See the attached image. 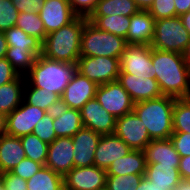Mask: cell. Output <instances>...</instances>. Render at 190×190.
<instances>
[{
  "mask_svg": "<svg viewBox=\"0 0 190 190\" xmlns=\"http://www.w3.org/2000/svg\"><path fill=\"white\" fill-rule=\"evenodd\" d=\"M151 58L153 78L158 81L162 95L190 98V65L183 54L152 48Z\"/></svg>",
  "mask_w": 190,
  "mask_h": 190,
  "instance_id": "1",
  "label": "cell"
},
{
  "mask_svg": "<svg viewBox=\"0 0 190 190\" xmlns=\"http://www.w3.org/2000/svg\"><path fill=\"white\" fill-rule=\"evenodd\" d=\"M88 18L77 16L69 24L62 26L45 37L42 55L48 59L76 64L80 53V41Z\"/></svg>",
  "mask_w": 190,
  "mask_h": 190,
  "instance_id": "2",
  "label": "cell"
},
{
  "mask_svg": "<svg viewBox=\"0 0 190 190\" xmlns=\"http://www.w3.org/2000/svg\"><path fill=\"white\" fill-rule=\"evenodd\" d=\"M175 99L162 95L134 104L133 111L147 128L152 140L168 139L172 135Z\"/></svg>",
  "mask_w": 190,
  "mask_h": 190,
  "instance_id": "3",
  "label": "cell"
},
{
  "mask_svg": "<svg viewBox=\"0 0 190 190\" xmlns=\"http://www.w3.org/2000/svg\"><path fill=\"white\" fill-rule=\"evenodd\" d=\"M75 71L76 64L51 60L39 55L26 74L28 75L26 79L29 83L32 82L31 86L62 96Z\"/></svg>",
  "mask_w": 190,
  "mask_h": 190,
  "instance_id": "4",
  "label": "cell"
},
{
  "mask_svg": "<svg viewBox=\"0 0 190 190\" xmlns=\"http://www.w3.org/2000/svg\"><path fill=\"white\" fill-rule=\"evenodd\" d=\"M127 45L123 37L99 30L88 20L82 32L80 53L81 56H105L120 59Z\"/></svg>",
  "mask_w": 190,
  "mask_h": 190,
  "instance_id": "5",
  "label": "cell"
},
{
  "mask_svg": "<svg viewBox=\"0 0 190 190\" xmlns=\"http://www.w3.org/2000/svg\"><path fill=\"white\" fill-rule=\"evenodd\" d=\"M190 40L179 16L155 20L154 35L150 46L160 51L183 54Z\"/></svg>",
  "mask_w": 190,
  "mask_h": 190,
  "instance_id": "6",
  "label": "cell"
},
{
  "mask_svg": "<svg viewBox=\"0 0 190 190\" xmlns=\"http://www.w3.org/2000/svg\"><path fill=\"white\" fill-rule=\"evenodd\" d=\"M76 71L97 85L118 81L121 71L120 59L105 56H80L76 63Z\"/></svg>",
  "mask_w": 190,
  "mask_h": 190,
  "instance_id": "7",
  "label": "cell"
},
{
  "mask_svg": "<svg viewBox=\"0 0 190 190\" xmlns=\"http://www.w3.org/2000/svg\"><path fill=\"white\" fill-rule=\"evenodd\" d=\"M95 98L115 118L132 112L135 104L118 81L98 85Z\"/></svg>",
  "mask_w": 190,
  "mask_h": 190,
  "instance_id": "8",
  "label": "cell"
},
{
  "mask_svg": "<svg viewBox=\"0 0 190 190\" xmlns=\"http://www.w3.org/2000/svg\"><path fill=\"white\" fill-rule=\"evenodd\" d=\"M152 47L128 44L120 57V72L143 78H153Z\"/></svg>",
  "mask_w": 190,
  "mask_h": 190,
  "instance_id": "9",
  "label": "cell"
},
{
  "mask_svg": "<svg viewBox=\"0 0 190 190\" xmlns=\"http://www.w3.org/2000/svg\"><path fill=\"white\" fill-rule=\"evenodd\" d=\"M134 111L116 118L114 134L133 150H144L152 140L147 128Z\"/></svg>",
  "mask_w": 190,
  "mask_h": 190,
  "instance_id": "10",
  "label": "cell"
},
{
  "mask_svg": "<svg viewBox=\"0 0 190 190\" xmlns=\"http://www.w3.org/2000/svg\"><path fill=\"white\" fill-rule=\"evenodd\" d=\"M106 179V170L95 165L74 167L64 176V190H100Z\"/></svg>",
  "mask_w": 190,
  "mask_h": 190,
  "instance_id": "11",
  "label": "cell"
},
{
  "mask_svg": "<svg viewBox=\"0 0 190 190\" xmlns=\"http://www.w3.org/2000/svg\"><path fill=\"white\" fill-rule=\"evenodd\" d=\"M48 112L36 106L27 104L24 100L7 115V134L21 137L33 132L35 125Z\"/></svg>",
  "mask_w": 190,
  "mask_h": 190,
  "instance_id": "12",
  "label": "cell"
},
{
  "mask_svg": "<svg viewBox=\"0 0 190 190\" xmlns=\"http://www.w3.org/2000/svg\"><path fill=\"white\" fill-rule=\"evenodd\" d=\"M98 85L75 71L61 96V106L81 110L92 98H95Z\"/></svg>",
  "mask_w": 190,
  "mask_h": 190,
  "instance_id": "13",
  "label": "cell"
},
{
  "mask_svg": "<svg viewBox=\"0 0 190 190\" xmlns=\"http://www.w3.org/2000/svg\"><path fill=\"white\" fill-rule=\"evenodd\" d=\"M80 112L83 127L101 135L114 134L116 118L101 107L96 98L90 99Z\"/></svg>",
  "mask_w": 190,
  "mask_h": 190,
  "instance_id": "14",
  "label": "cell"
},
{
  "mask_svg": "<svg viewBox=\"0 0 190 190\" xmlns=\"http://www.w3.org/2000/svg\"><path fill=\"white\" fill-rule=\"evenodd\" d=\"M73 158L72 137H59L51 144H48V155L45 166L64 177L74 168Z\"/></svg>",
  "mask_w": 190,
  "mask_h": 190,
  "instance_id": "15",
  "label": "cell"
},
{
  "mask_svg": "<svg viewBox=\"0 0 190 190\" xmlns=\"http://www.w3.org/2000/svg\"><path fill=\"white\" fill-rule=\"evenodd\" d=\"M39 16L47 34L69 24L77 17L67 0H46Z\"/></svg>",
  "mask_w": 190,
  "mask_h": 190,
  "instance_id": "16",
  "label": "cell"
},
{
  "mask_svg": "<svg viewBox=\"0 0 190 190\" xmlns=\"http://www.w3.org/2000/svg\"><path fill=\"white\" fill-rule=\"evenodd\" d=\"M118 82L129 93L134 103L162 96L158 81L155 78H141L120 72Z\"/></svg>",
  "mask_w": 190,
  "mask_h": 190,
  "instance_id": "17",
  "label": "cell"
},
{
  "mask_svg": "<svg viewBox=\"0 0 190 190\" xmlns=\"http://www.w3.org/2000/svg\"><path fill=\"white\" fill-rule=\"evenodd\" d=\"M101 134L82 127L73 137L74 167L94 165V156Z\"/></svg>",
  "mask_w": 190,
  "mask_h": 190,
  "instance_id": "18",
  "label": "cell"
},
{
  "mask_svg": "<svg viewBox=\"0 0 190 190\" xmlns=\"http://www.w3.org/2000/svg\"><path fill=\"white\" fill-rule=\"evenodd\" d=\"M131 150L133 149L115 134L102 135L95 151L94 165L107 170L113 161L127 155Z\"/></svg>",
  "mask_w": 190,
  "mask_h": 190,
  "instance_id": "19",
  "label": "cell"
},
{
  "mask_svg": "<svg viewBox=\"0 0 190 190\" xmlns=\"http://www.w3.org/2000/svg\"><path fill=\"white\" fill-rule=\"evenodd\" d=\"M155 19L148 11L139 10L130 17V26L126 35L128 44L150 45L154 35Z\"/></svg>",
  "mask_w": 190,
  "mask_h": 190,
  "instance_id": "20",
  "label": "cell"
},
{
  "mask_svg": "<svg viewBox=\"0 0 190 190\" xmlns=\"http://www.w3.org/2000/svg\"><path fill=\"white\" fill-rule=\"evenodd\" d=\"M146 163H162L166 165H180V156L175 150L170 138L153 139L143 150Z\"/></svg>",
  "mask_w": 190,
  "mask_h": 190,
  "instance_id": "21",
  "label": "cell"
},
{
  "mask_svg": "<svg viewBox=\"0 0 190 190\" xmlns=\"http://www.w3.org/2000/svg\"><path fill=\"white\" fill-rule=\"evenodd\" d=\"M26 158L20 137H0V173L8 172Z\"/></svg>",
  "mask_w": 190,
  "mask_h": 190,
  "instance_id": "22",
  "label": "cell"
},
{
  "mask_svg": "<svg viewBox=\"0 0 190 190\" xmlns=\"http://www.w3.org/2000/svg\"><path fill=\"white\" fill-rule=\"evenodd\" d=\"M83 127L80 110L59 106L54 111L53 128L57 138L73 137Z\"/></svg>",
  "mask_w": 190,
  "mask_h": 190,
  "instance_id": "23",
  "label": "cell"
},
{
  "mask_svg": "<svg viewBox=\"0 0 190 190\" xmlns=\"http://www.w3.org/2000/svg\"><path fill=\"white\" fill-rule=\"evenodd\" d=\"M151 183L159 187H169L174 190L182 178L179 165H166L162 163H147L145 175Z\"/></svg>",
  "mask_w": 190,
  "mask_h": 190,
  "instance_id": "24",
  "label": "cell"
},
{
  "mask_svg": "<svg viewBox=\"0 0 190 190\" xmlns=\"http://www.w3.org/2000/svg\"><path fill=\"white\" fill-rule=\"evenodd\" d=\"M147 167L143 150H131L127 155L116 159L107 168V175L145 174Z\"/></svg>",
  "mask_w": 190,
  "mask_h": 190,
  "instance_id": "25",
  "label": "cell"
},
{
  "mask_svg": "<svg viewBox=\"0 0 190 190\" xmlns=\"http://www.w3.org/2000/svg\"><path fill=\"white\" fill-rule=\"evenodd\" d=\"M22 76L20 75L16 80L0 86L1 113L8 115L22 103L24 94L27 92L26 87L23 86L26 82Z\"/></svg>",
  "mask_w": 190,
  "mask_h": 190,
  "instance_id": "26",
  "label": "cell"
},
{
  "mask_svg": "<svg viewBox=\"0 0 190 190\" xmlns=\"http://www.w3.org/2000/svg\"><path fill=\"white\" fill-rule=\"evenodd\" d=\"M27 190H64V177L42 166L27 180Z\"/></svg>",
  "mask_w": 190,
  "mask_h": 190,
  "instance_id": "27",
  "label": "cell"
},
{
  "mask_svg": "<svg viewBox=\"0 0 190 190\" xmlns=\"http://www.w3.org/2000/svg\"><path fill=\"white\" fill-rule=\"evenodd\" d=\"M8 47L29 49L36 57L42 55V42L36 37L29 36L21 28L15 26L4 31Z\"/></svg>",
  "mask_w": 190,
  "mask_h": 190,
  "instance_id": "28",
  "label": "cell"
},
{
  "mask_svg": "<svg viewBox=\"0 0 190 190\" xmlns=\"http://www.w3.org/2000/svg\"><path fill=\"white\" fill-rule=\"evenodd\" d=\"M88 20L99 30L121 36L124 39L130 26V17L124 15L90 16Z\"/></svg>",
  "mask_w": 190,
  "mask_h": 190,
  "instance_id": "29",
  "label": "cell"
},
{
  "mask_svg": "<svg viewBox=\"0 0 190 190\" xmlns=\"http://www.w3.org/2000/svg\"><path fill=\"white\" fill-rule=\"evenodd\" d=\"M138 11L134 0H99L91 16L124 15L131 17Z\"/></svg>",
  "mask_w": 190,
  "mask_h": 190,
  "instance_id": "30",
  "label": "cell"
},
{
  "mask_svg": "<svg viewBox=\"0 0 190 190\" xmlns=\"http://www.w3.org/2000/svg\"><path fill=\"white\" fill-rule=\"evenodd\" d=\"M23 98L27 104L36 106L47 112L55 111L61 105V96L53 92H49L43 88L32 86Z\"/></svg>",
  "mask_w": 190,
  "mask_h": 190,
  "instance_id": "31",
  "label": "cell"
},
{
  "mask_svg": "<svg viewBox=\"0 0 190 190\" xmlns=\"http://www.w3.org/2000/svg\"><path fill=\"white\" fill-rule=\"evenodd\" d=\"M26 158L41 163L45 166L48 155V144L35 134L30 133L20 137Z\"/></svg>",
  "mask_w": 190,
  "mask_h": 190,
  "instance_id": "32",
  "label": "cell"
},
{
  "mask_svg": "<svg viewBox=\"0 0 190 190\" xmlns=\"http://www.w3.org/2000/svg\"><path fill=\"white\" fill-rule=\"evenodd\" d=\"M17 27L21 28L29 36L36 37L42 43L47 36L43 22L39 16V13H26L19 12V16L16 22Z\"/></svg>",
  "mask_w": 190,
  "mask_h": 190,
  "instance_id": "33",
  "label": "cell"
},
{
  "mask_svg": "<svg viewBox=\"0 0 190 190\" xmlns=\"http://www.w3.org/2000/svg\"><path fill=\"white\" fill-rule=\"evenodd\" d=\"M5 58L19 75H26V72L28 73L30 68L34 65L37 57L29 49L8 47Z\"/></svg>",
  "mask_w": 190,
  "mask_h": 190,
  "instance_id": "34",
  "label": "cell"
},
{
  "mask_svg": "<svg viewBox=\"0 0 190 190\" xmlns=\"http://www.w3.org/2000/svg\"><path fill=\"white\" fill-rule=\"evenodd\" d=\"M173 132L190 133V98L175 99Z\"/></svg>",
  "mask_w": 190,
  "mask_h": 190,
  "instance_id": "35",
  "label": "cell"
},
{
  "mask_svg": "<svg viewBox=\"0 0 190 190\" xmlns=\"http://www.w3.org/2000/svg\"><path fill=\"white\" fill-rule=\"evenodd\" d=\"M145 174L107 175V190H136Z\"/></svg>",
  "mask_w": 190,
  "mask_h": 190,
  "instance_id": "36",
  "label": "cell"
},
{
  "mask_svg": "<svg viewBox=\"0 0 190 190\" xmlns=\"http://www.w3.org/2000/svg\"><path fill=\"white\" fill-rule=\"evenodd\" d=\"M54 111L48 112L41 120L35 125L33 134L39 137L43 142L51 144L56 138V133L53 128Z\"/></svg>",
  "mask_w": 190,
  "mask_h": 190,
  "instance_id": "37",
  "label": "cell"
},
{
  "mask_svg": "<svg viewBox=\"0 0 190 190\" xmlns=\"http://www.w3.org/2000/svg\"><path fill=\"white\" fill-rule=\"evenodd\" d=\"M18 16L19 11L11 0H0V31L15 27Z\"/></svg>",
  "mask_w": 190,
  "mask_h": 190,
  "instance_id": "38",
  "label": "cell"
},
{
  "mask_svg": "<svg viewBox=\"0 0 190 190\" xmlns=\"http://www.w3.org/2000/svg\"><path fill=\"white\" fill-rule=\"evenodd\" d=\"M148 12L155 20L175 17V2L174 0H154Z\"/></svg>",
  "mask_w": 190,
  "mask_h": 190,
  "instance_id": "39",
  "label": "cell"
},
{
  "mask_svg": "<svg viewBox=\"0 0 190 190\" xmlns=\"http://www.w3.org/2000/svg\"><path fill=\"white\" fill-rule=\"evenodd\" d=\"M42 166L43 165L41 163L33 161L29 158H24L19 164L12 168L10 172L21 177L22 179L28 180L35 173H37Z\"/></svg>",
  "mask_w": 190,
  "mask_h": 190,
  "instance_id": "40",
  "label": "cell"
},
{
  "mask_svg": "<svg viewBox=\"0 0 190 190\" xmlns=\"http://www.w3.org/2000/svg\"><path fill=\"white\" fill-rule=\"evenodd\" d=\"M73 12L80 17L89 18L95 11L99 0H67Z\"/></svg>",
  "mask_w": 190,
  "mask_h": 190,
  "instance_id": "41",
  "label": "cell"
},
{
  "mask_svg": "<svg viewBox=\"0 0 190 190\" xmlns=\"http://www.w3.org/2000/svg\"><path fill=\"white\" fill-rule=\"evenodd\" d=\"M170 140L180 157L190 156V133L173 132Z\"/></svg>",
  "mask_w": 190,
  "mask_h": 190,
  "instance_id": "42",
  "label": "cell"
},
{
  "mask_svg": "<svg viewBox=\"0 0 190 190\" xmlns=\"http://www.w3.org/2000/svg\"><path fill=\"white\" fill-rule=\"evenodd\" d=\"M0 179L6 190H27V180L12 174L10 171L0 173Z\"/></svg>",
  "mask_w": 190,
  "mask_h": 190,
  "instance_id": "43",
  "label": "cell"
},
{
  "mask_svg": "<svg viewBox=\"0 0 190 190\" xmlns=\"http://www.w3.org/2000/svg\"><path fill=\"white\" fill-rule=\"evenodd\" d=\"M19 76L5 57L0 59V86L16 80Z\"/></svg>",
  "mask_w": 190,
  "mask_h": 190,
  "instance_id": "44",
  "label": "cell"
},
{
  "mask_svg": "<svg viewBox=\"0 0 190 190\" xmlns=\"http://www.w3.org/2000/svg\"><path fill=\"white\" fill-rule=\"evenodd\" d=\"M19 12L39 13L46 0H11Z\"/></svg>",
  "mask_w": 190,
  "mask_h": 190,
  "instance_id": "45",
  "label": "cell"
},
{
  "mask_svg": "<svg viewBox=\"0 0 190 190\" xmlns=\"http://www.w3.org/2000/svg\"><path fill=\"white\" fill-rule=\"evenodd\" d=\"M179 173L182 179L190 180V156L180 158Z\"/></svg>",
  "mask_w": 190,
  "mask_h": 190,
  "instance_id": "46",
  "label": "cell"
},
{
  "mask_svg": "<svg viewBox=\"0 0 190 190\" xmlns=\"http://www.w3.org/2000/svg\"><path fill=\"white\" fill-rule=\"evenodd\" d=\"M136 190H171L169 187H159L151 183L145 176L142 178Z\"/></svg>",
  "mask_w": 190,
  "mask_h": 190,
  "instance_id": "47",
  "label": "cell"
},
{
  "mask_svg": "<svg viewBox=\"0 0 190 190\" xmlns=\"http://www.w3.org/2000/svg\"><path fill=\"white\" fill-rule=\"evenodd\" d=\"M176 16H181L182 14L190 10V0H174Z\"/></svg>",
  "mask_w": 190,
  "mask_h": 190,
  "instance_id": "48",
  "label": "cell"
},
{
  "mask_svg": "<svg viewBox=\"0 0 190 190\" xmlns=\"http://www.w3.org/2000/svg\"><path fill=\"white\" fill-rule=\"evenodd\" d=\"M134 2L139 10L148 11L154 0H134Z\"/></svg>",
  "mask_w": 190,
  "mask_h": 190,
  "instance_id": "49",
  "label": "cell"
},
{
  "mask_svg": "<svg viewBox=\"0 0 190 190\" xmlns=\"http://www.w3.org/2000/svg\"><path fill=\"white\" fill-rule=\"evenodd\" d=\"M7 49L8 45L5 39L4 32L0 31V59L6 56Z\"/></svg>",
  "mask_w": 190,
  "mask_h": 190,
  "instance_id": "50",
  "label": "cell"
},
{
  "mask_svg": "<svg viewBox=\"0 0 190 190\" xmlns=\"http://www.w3.org/2000/svg\"><path fill=\"white\" fill-rule=\"evenodd\" d=\"M7 134V115L0 112V137Z\"/></svg>",
  "mask_w": 190,
  "mask_h": 190,
  "instance_id": "51",
  "label": "cell"
},
{
  "mask_svg": "<svg viewBox=\"0 0 190 190\" xmlns=\"http://www.w3.org/2000/svg\"><path fill=\"white\" fill-rule=\"evenodd\" d=\"M183 25L185 27V29L188 31L189 35H190V10L184 14H182L180 16Z\"/></svg>",
  "mask_w": 190,
  "mask_h": 190,
  "instance_id": "52",
  "label": "cell"
},
{
  "mask_svg": "<svg viewBox=\"0 0 190 190\" xmlns=\"http://www.w3.org/2000/svg\"><path fill=\"white\" fill-rule=\"evenodd\" d=\"M174 190H190V180L182 179Z\"/></svg>",
  "mask_w": 190,
  "mask_h": 190,
  "instance_id": "53",
  "label": "cell"
},
{
  "mask_svg": "<svg viewBox=\"0 0 190 190\" xmlns=\"http://www.w3.org/2000/svg\"><path fill=\"white\" fill-rule=\"evenodd\" d=\"M183 57L185 58V60L188 62V64L190 65V40L187 44V47L183 53Z\"/></svg>",
  "mask_w": 190,
  "mask_h": 190,
  "instance_id": "54",
  "label": "cell"
},
{
  "mask_svg": "<svg viewBox=\"0 0 190 190\" xmlns=\"http://www.w3.org/2000/svg\"><path fill=\"white\" fill-rule=\"evenodd\" d=\"M0 190H6L4 183L0 179Z\"/></svg>",
  "mask_w": 190,
  "mask_h": 190,
  "instance_id": "55",
  "label": "cell"
}]
</instances>
